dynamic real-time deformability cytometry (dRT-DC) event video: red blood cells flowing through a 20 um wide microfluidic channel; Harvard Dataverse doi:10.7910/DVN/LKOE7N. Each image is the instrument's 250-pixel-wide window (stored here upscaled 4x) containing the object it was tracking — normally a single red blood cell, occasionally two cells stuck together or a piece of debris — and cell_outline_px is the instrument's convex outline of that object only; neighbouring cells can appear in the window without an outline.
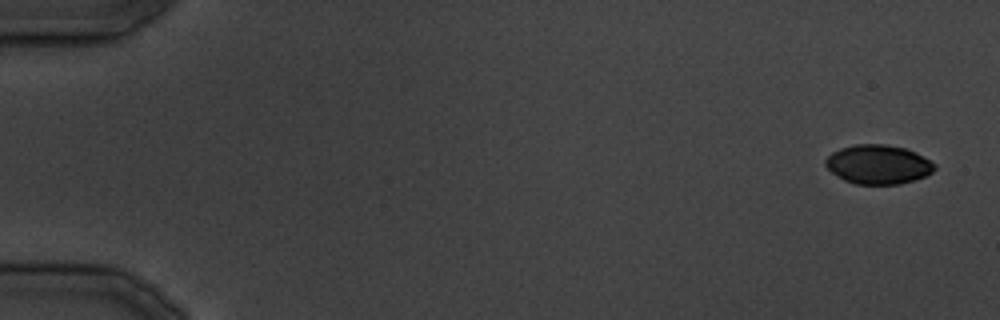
{"species": "common noctule bat (a hibernating species)", "species_latin": "Nyctalus noctula", "temperature_condition": "cold", "stored_images_in_passage": 10, "camera_frame_rate_fps": 3000, "um_per_image_px": 0.085, "animal": {"sex": "male", "body_mass_g": 19.5, "forearm_length_mm": 54.6}, "frame": {"image": 1, "passage_image": 1, "time_ms": 0.0, "image_size_px": [1000, 320], "cell_outline_px": [[936, 168], [932, 172], [924, 176], [900, 184], [856, 184], [844, 180], [832, 172], [824, 164], [824, 160], [832, 152], [840, 148], [856, 144], [884, 144], [904, 148], [916, 152], [936, 164]], "centroid_in_image_um": [74.64, 13.97], "position_along_channel_um": 10.4, "area_um2": 24.8}}